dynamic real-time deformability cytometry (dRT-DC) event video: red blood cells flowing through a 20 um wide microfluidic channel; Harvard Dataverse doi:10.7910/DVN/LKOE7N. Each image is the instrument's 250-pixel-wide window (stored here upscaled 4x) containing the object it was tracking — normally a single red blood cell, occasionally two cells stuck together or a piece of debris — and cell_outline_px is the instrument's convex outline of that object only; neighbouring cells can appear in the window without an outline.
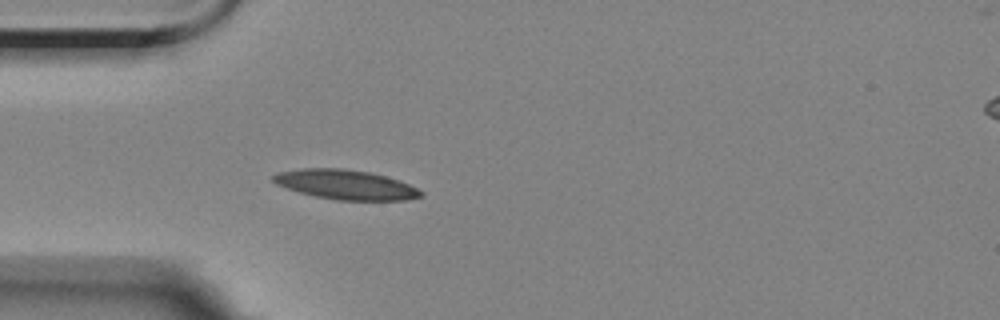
{"species": "Egyptian fruit bat (a non-hibernating species)", "species_latin": "Rousettus aegyptiacus", "temperature_condition": "room temperature", "stored_images_in_passage": 5, "camera_frame_rate_fps": 3000, "um_per_image_px": 0.085, "animal": {"sex": "female"}, "frame": {"image": 1, "passage_image": 4, "time_ms": 3.333, "image_size_px": [1000, 320], "cell_outline_px": [[424, 196], [404, 200], [336, 200], [316, 196], [300, 192], [276, 184], [272, 180], [272, 176], [276, 172], [304, 168], [344, 168], [368, 172], [384, 176], [408, 184], [424, 192]], "centroid_in_image_um": [29.36, 15.69], "position_along_channel_um": 55.6, "area_um2": 25.26}}